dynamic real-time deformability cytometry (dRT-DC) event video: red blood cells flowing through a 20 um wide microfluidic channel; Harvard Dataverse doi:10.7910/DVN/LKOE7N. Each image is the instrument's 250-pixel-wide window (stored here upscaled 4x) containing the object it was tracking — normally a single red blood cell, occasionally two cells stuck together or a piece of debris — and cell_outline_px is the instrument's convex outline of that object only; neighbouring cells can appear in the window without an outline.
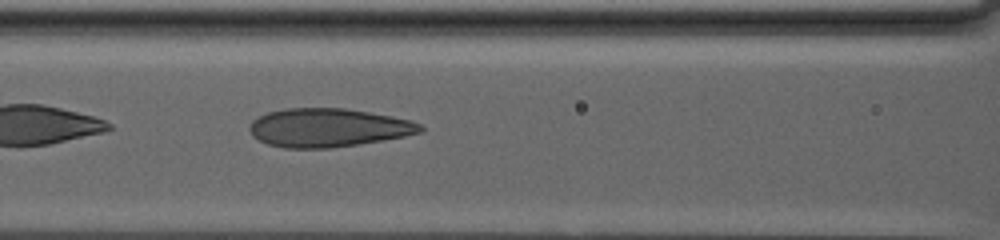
{"species": "human", "species_latin": "Homo sapiens", "temperature_condition": "warm", "stored_images_in_passage": 54, "camera_frame_rate_fps": 3000, "um_per_image_px": 0.085, "donor": {"sex": "male"}, "frame": {"image": 1, "passage_image": 9, "time_ms": 2.667, "image_size_px": [1000, 240], "cell_outline_px": [[424, 132], [404, 136], [356, 144], [328, 148], [284, 148], [268, 144], [252, 136], [248, 128], [252, 120], [268, 112], [284, 108], [344, 108], [392, 116], [412, 120], [420, 124], [424, 128]], "centroid_in_image_um": [27.88, 10.85], "position_along_channel_um": 138.7, "area_um2": 38.26}}
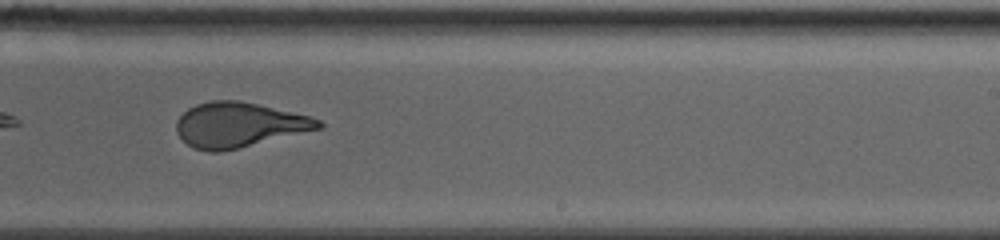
{"frame": {"image": 2, "passage_image": 25, "time_ms": 8.0, "image_size_px": [1000, 240], "cell_outline_px": [[324, 128], [220, 152], [208, 152], [192, 148], [176, 132], [176, 120], [188, 108], [196, 104], [212, 100], [240, 100], [308, 116], [320, 120], [324, 124]], "centroid_in_image_um": [20.29, 10.62], "position_along_channel_um": 268.7, "area_um2": 37.05}}
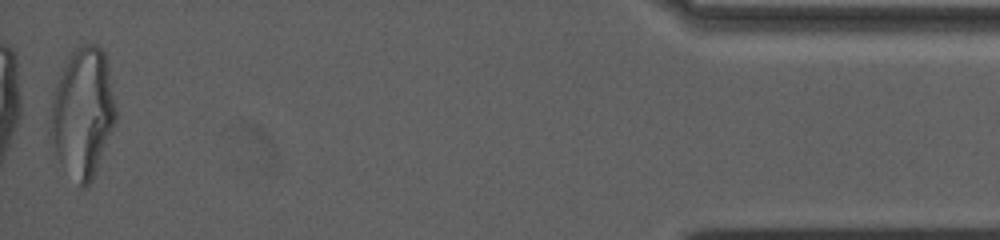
{"frame": {"image": 3, "passage_image": 53, "time_ms": 17.333, "image_size_px": [1000, 240], "cell_outline_px": [[116, 120], [92, 180], [84, 188], [80, 188], [52, 152], [48, 132], [52, 100], [60, 76], [68, 56], [80, 44], [96, 44], [104, 52], [116, 108]], "centroid_in_image_um": [7.0, 9.62], "position_along_channel_um": 428.2, "area_um2": 49.19}, "authors_computed_cell_mechanics": {"area_um2": 37.9168, "velocity_mm_per_s": 2.4399, "shape_relaxation_time_tau1_ms": null, "shape_relaxation_time_tau2_ms": 1.1185, "deformation_change_tau1": null, "deformation_change_tau2": 0.0894}}